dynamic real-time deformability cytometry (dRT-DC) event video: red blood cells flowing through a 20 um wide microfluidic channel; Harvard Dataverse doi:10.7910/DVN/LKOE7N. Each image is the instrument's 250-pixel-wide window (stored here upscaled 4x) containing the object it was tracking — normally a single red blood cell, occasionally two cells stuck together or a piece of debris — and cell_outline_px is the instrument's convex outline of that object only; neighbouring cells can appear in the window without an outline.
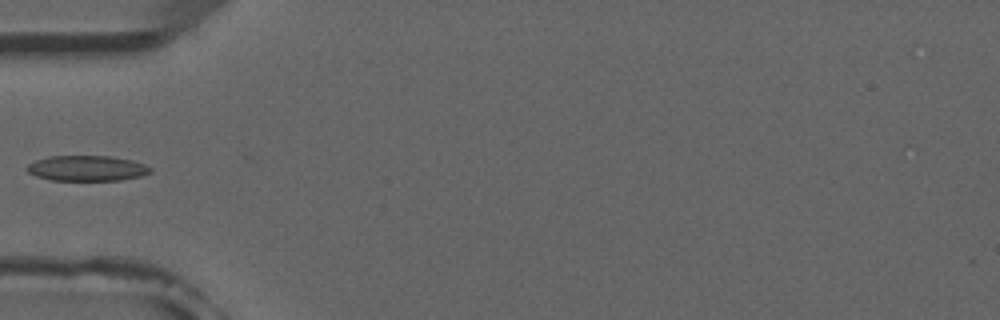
{"species": "common noctule bat (a hibernating species)", "species_latin": "Nyctalus noctula", "temperature_condition": "room temperature", "stored_images_in_passage": 7, "camera_frame_rate_fps": 3000, "um_per_image_px": 0.085, "animal": {"sex": "male", "forearm_length_mm": 52.5}, "frame": {"image": 1, "passage_image": 5, "time_ms": 5.667, "image_size_px": [1000, 320], "cell_outline_px": [[152, 172], [140, 176], [120, 180], [52, 180], [36, 176], [28, 172], [24, 168], [28, 164], [36, 160], [48, 156], [108, 156], [132, 160], [144, 164], [152, 168]], "centroid_in_image_um": [7.37, 14.3], "position_along_channel_um": 77.6, "area_um2": 18.26}}
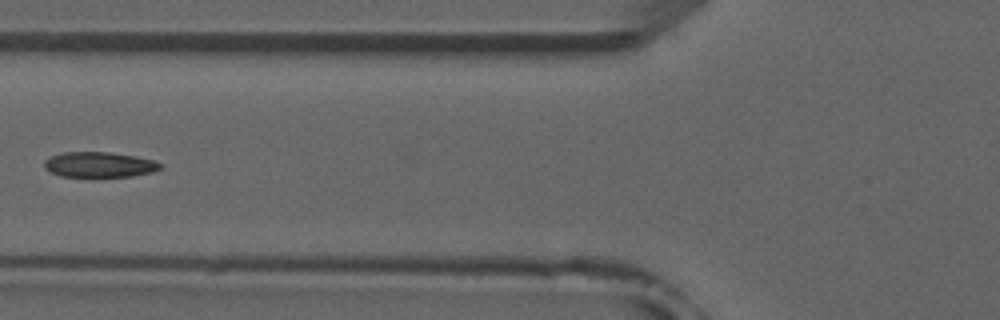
{"frame": {"image": 2, "passage_image": 6, "time_ms": 6.667, "image_size_px": [1000, 320], "cell_outline_px": [[164, 164], [160, 168], [152, 172], [132, 176], [92, 180], [60, 176], [48, 172], [44, 168], [44, 160], [52, 156], [64, 152], [112, 152], [136, 156], [152, 160]], "centroid_in_image_um": [8.4, 14.05], "position_along_channel_um": 117.4, "area_um2": 18.15}}
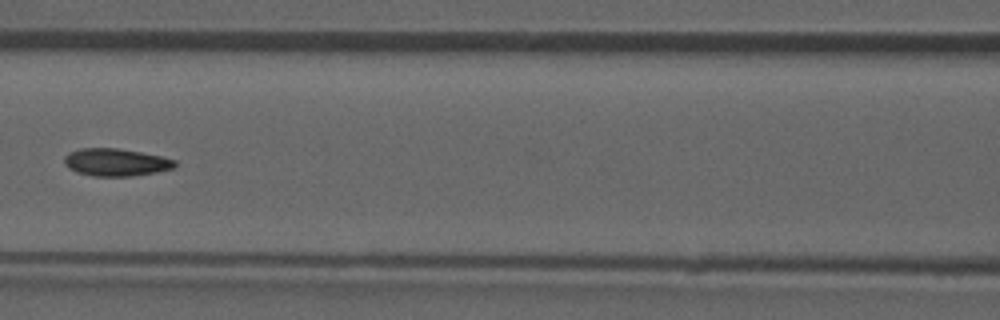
{"frame": {"image": 3, "passage_image": 7, "time_ms": 7.667, "image_size_px": [1000, 320], "cell_outline_px": [[176, 164], [172, 168], [156, 172], [132, 176], [92, 176], [76, 172], [68, 168], [64, 164], [64, 156], [68, 152], [80, 148], [120, 148], [160, 156], [176, 160]], "centroid_in_image_um": [9.8, 13.79], "position_along_channel_um": 156.8, "area_um2": 17.8}}